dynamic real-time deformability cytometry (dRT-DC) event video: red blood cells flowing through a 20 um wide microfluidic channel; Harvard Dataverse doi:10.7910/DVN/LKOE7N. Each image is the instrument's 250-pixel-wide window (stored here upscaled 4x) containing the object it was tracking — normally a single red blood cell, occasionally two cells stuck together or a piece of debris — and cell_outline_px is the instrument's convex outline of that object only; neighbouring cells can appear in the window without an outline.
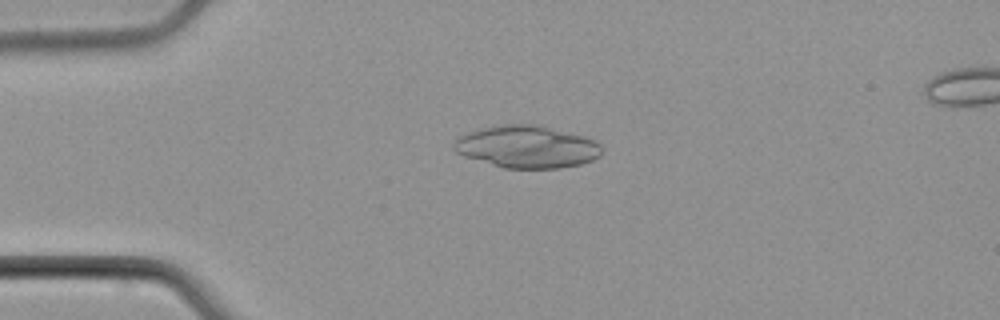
{"species": "common noctule bat (a hibernating species)", "species_latin": "Nyctalus noctula", "temperature_condition": "cold", "stored_images_in_passage": 6, "camera_frame_rate_fps": 3000, "um_per_image_px": 0.085, "animal": {"sex": "male", "body_mass_g": 21.5, "forearm_length_mm": 52.0}, "frame": {"image": 1, "passage_image": 4, "time_ms": 3.667, "image_size_px": [1000, 320], "cell_outline_px": [[604, 148], [600, 156], [592, 160], [580, 164], [560, 168], [504, 168], [464, 156], [456, 152], [452, 148], [452, 144], [460, 136], [484, 128], [504, 124], [540, 124], [584, 136], [596, 140]], "centroid_in_image_um": [44.84, 12.47], "position_along_channel_um": 40.2, "area_um2": 36.53}}